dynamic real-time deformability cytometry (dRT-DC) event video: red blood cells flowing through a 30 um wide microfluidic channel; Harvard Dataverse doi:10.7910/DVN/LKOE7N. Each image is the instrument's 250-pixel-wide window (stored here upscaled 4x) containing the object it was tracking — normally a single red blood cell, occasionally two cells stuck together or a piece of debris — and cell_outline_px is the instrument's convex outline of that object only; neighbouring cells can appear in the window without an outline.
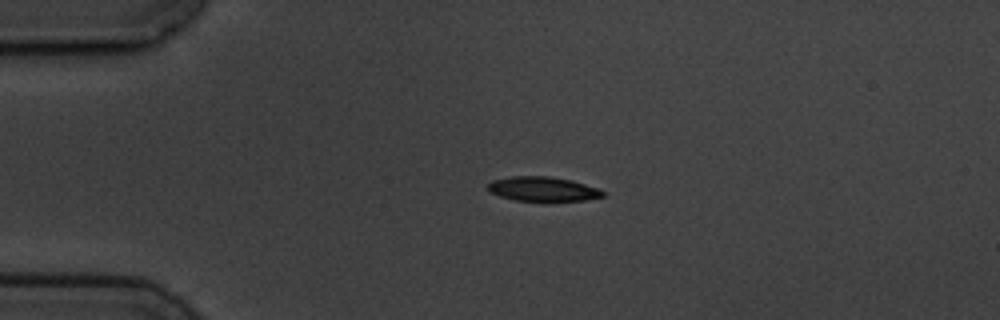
{"species": "common noctule bat (a hibernating species)", "species_latin": "Nyctalus noctula", "temperature_condition": "cold", "stored_images_in_passage": 4, "camera_frame_rate_fps": 3000, "um_per_image_px": 0.085, "animal": {"sex": "male", "body_mass_g": 19.5, "forearm_length_mm": 54.6}, "frame": {"image": 1, "passage_image": 3, "time_ms": 2.333, "image_size_px": [1000, 320], "cell_outline_px": [[604, 196], [584, 200], [544, 204], [516, 200], [500, 196], [488, 192], [488, 184], [492, 180], [512, 176], [548, 176], [572, 180], [600, 188], [604, 192]], "centroid_in_image_um": [46.16, 16.11], "position_along_channel_um": 38.8, "area_um2": 17.22}}